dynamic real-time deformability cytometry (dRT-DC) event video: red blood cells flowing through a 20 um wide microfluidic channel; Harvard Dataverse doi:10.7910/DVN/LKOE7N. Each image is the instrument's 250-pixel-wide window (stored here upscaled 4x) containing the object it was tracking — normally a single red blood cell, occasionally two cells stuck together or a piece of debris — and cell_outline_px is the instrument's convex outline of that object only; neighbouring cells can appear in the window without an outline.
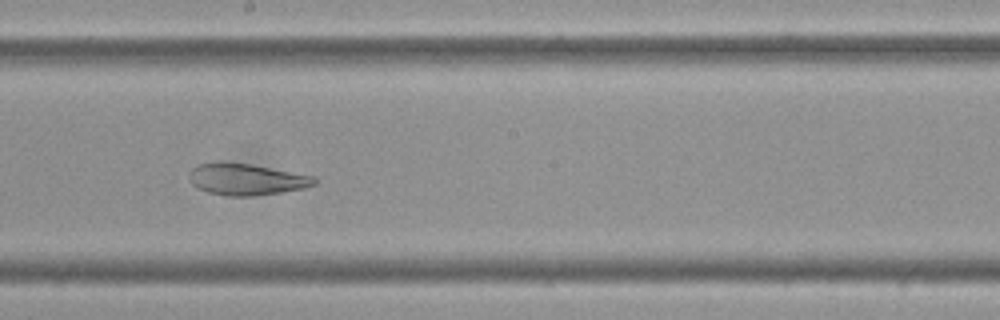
{"species": "Egyptian fruit bat (a non-hibernating species)", "species_latin": "Rousettus aegyptiacus", "temperature_condition": "cold", "stored_images_in_passage": 44, "camera_frame_rate_fps": 3000, "um_per_image_px": 0.085, "frame": {"image": 1, "passage_image": 25, "time_ms": 8.0, "image_size_px": [1000, 320], "cell_outline_px": [[320, 180], [316, 184], [304, 188], [280, 192], [252, 196], [228, 196], [208, 192], [196, 188], [192, 184], [188, 176], [192, 168], [196, 164], [216, 160], [224, 160], [248, 164], [312, 176]], "centroid_in_image_um": [20.86, 15.22], "position_along_channel_um": 227.3, "area_um2": 23.24}}
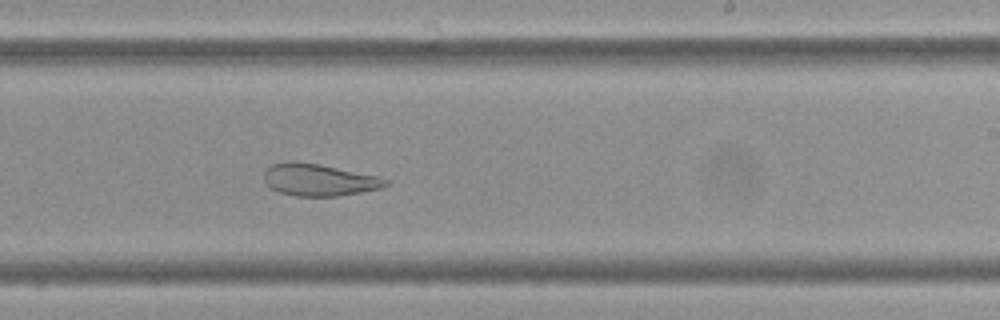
{"frame": {"image": 2, "passage_image": 28, "time_ms": 9.0, "image_size_px": [1000, 320], "cell_outline_px": [[388, 184], [384, 188], [336, 196], [296, 196], [280, 192], [272, 188], [264, 180], [264, 172], [272, 164], [288, 160], [292, 160], [320, 164], [380, 176], [388, 180]], "centroid_in_image_um": [27.14, 15.27], "position_along_channel_um": 261.9, "area_um2": 22.83}}
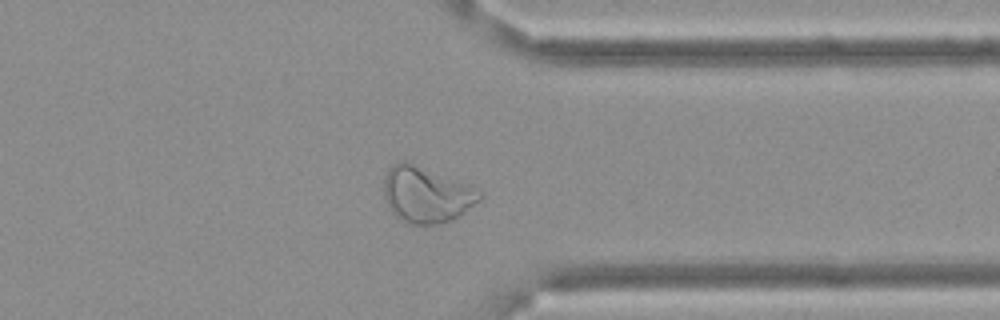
{"frame": {"image": 3, "passage_image": 38, "time_ms": 12.333, "image_size_px": [1000, 320], "cell_outline_px": [[484, 196], [480, 200], [460, 216], [444, 224], [408, 224], [396, 216], [392, 212], [388, 204], [384, 192], [384, 176], [388, 168], [392, 164], [400, 160], [408, 160], [468, 184], [480, 192]], "centroid_in_image_um": [36.24, 16.52], "position_along_channel_um": 375.2, "area_um2": 31.62}, "authors_computed_cell_mechanics": {"area_um2": 28.2064, "velocity_mm_per_s": 3.4778, "shape_relaxation_time_tau1_ms": null, "shape_relaxation_time_tau2_ms": 2.2263, "deformation_change_tau1": null, "deformation_change_tau2": 0.1005}}